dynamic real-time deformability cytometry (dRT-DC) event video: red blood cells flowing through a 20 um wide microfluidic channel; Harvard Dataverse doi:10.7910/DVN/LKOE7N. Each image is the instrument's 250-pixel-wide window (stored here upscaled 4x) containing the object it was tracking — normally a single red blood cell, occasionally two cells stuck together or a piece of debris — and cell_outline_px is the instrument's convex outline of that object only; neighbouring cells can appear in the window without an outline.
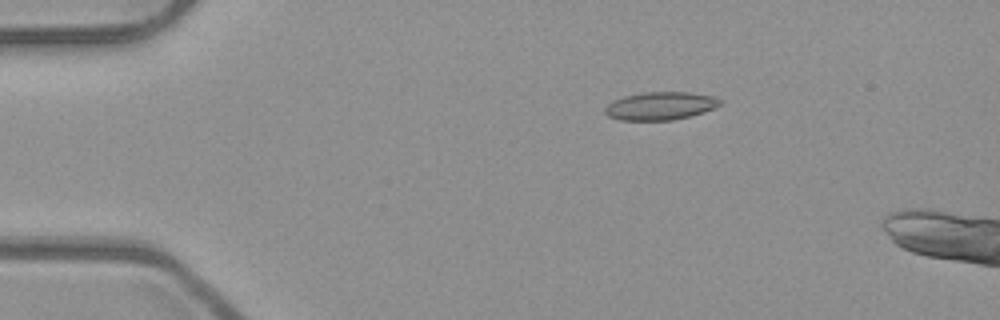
{"species": "common noctule bat (a hibernating species)", "species_latin": "Nyctalus noctula", "temperature_condition": "room temperature", "stored_images_in_passage": 3, "camera_frame_rate_fps": 3000, "um_per_image_px": 0.085, "animal": {"sex": "male", "body_mass_g": 23.1, "forearm_length_mm": 52.7}, "frame": {"image": 1, "passage_image": 1, "time_ms": 0.0, "image_size_px": [1000, 320], "cell_outline_px": [[720, 104], [704, 112], [672, 120], [620, 120], [608, 116], [604, 112], [604, 108], [612, 100], [624, 96], [644, 92], [688, 92], [712, 96], [720, 100]], "centroid_in_image_um": [56.07, 9.0], "position_along_channel_um": 28.9, "area_um2": 18.61}}